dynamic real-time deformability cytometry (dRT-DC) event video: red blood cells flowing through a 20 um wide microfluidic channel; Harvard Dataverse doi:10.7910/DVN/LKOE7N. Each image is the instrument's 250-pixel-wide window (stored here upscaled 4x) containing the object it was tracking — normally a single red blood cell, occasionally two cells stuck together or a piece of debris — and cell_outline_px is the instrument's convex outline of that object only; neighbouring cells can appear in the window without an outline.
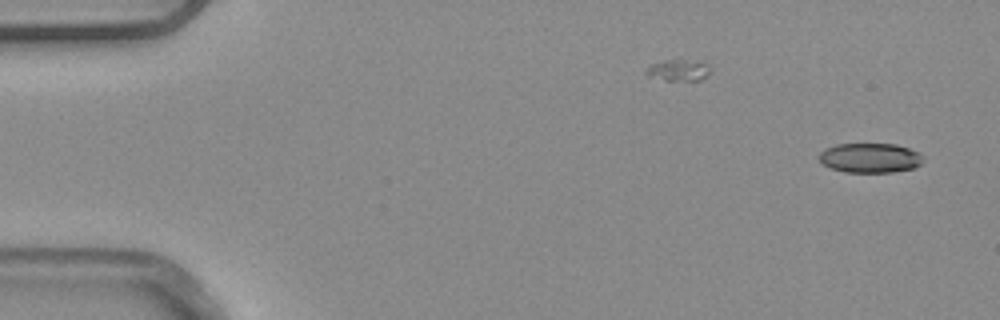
{"species": "common noctule bat (a hibernating species)", "species_latin": "Nyctalus noctula", "temperature_condition": "warm", "stored_images_in_passage": 2, "camera_frame_rate_fps": 3000, "um_per_image_px": 0.085, "animal": {"sex": "male", "body_mass_g": 20.4}, "frame": {"image": 1, "passage_image": 2, "time_ms": 0.333, "image_size_px": [1000, 320], "cell_outline_px": [[920, 164], [912, 168], [892, 172], [844, 172], [832, 168], [824, 164], [816, 156], [824, 148], [836, 144], [896, 144], [908, 148], [916, 152], [920, 156]], "centroid_in_image_um": [73.87, 13.41], "position_along_channel_um": 11.1, "area_um2": 17.74}}